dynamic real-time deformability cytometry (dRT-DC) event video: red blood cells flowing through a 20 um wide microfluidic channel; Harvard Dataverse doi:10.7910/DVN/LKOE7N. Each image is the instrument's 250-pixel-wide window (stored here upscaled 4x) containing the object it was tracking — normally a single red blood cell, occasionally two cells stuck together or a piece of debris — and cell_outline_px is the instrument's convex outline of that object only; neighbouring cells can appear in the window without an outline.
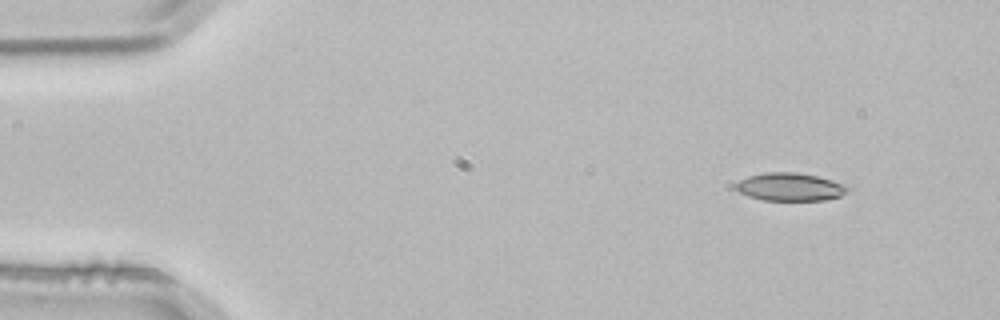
{"species": "common noctule bat (a hibernating species)", "species_latin": "Nyctalus noctula", "temperature_condition": "room temperature", "stored_images_in_passage": 3, "camera_frame_rate_fps": 3000, "um_per_image_px": 0.085, "animal": {"sex": "male", "body_mass_g": 21.5, "forearm_length_mm": 52.0}, "frame": {"image": 1, "passage_image": 1, "time_ms": 0.0, "image_size_px": [1000, 320], "cell_outline_px": [[852, 188], [848, 192], [840, 196], [824, 200], [764, 200], [748, 196], [740, 192], [732, 184], [748, 176], [764, 172], [796, 172], [816, 176], [832, 180], [844, 184]], "centroid_in_image_um": [67.16, 15.88], "position_along_channel_um": 17.8, "area_um2": 18.32}}
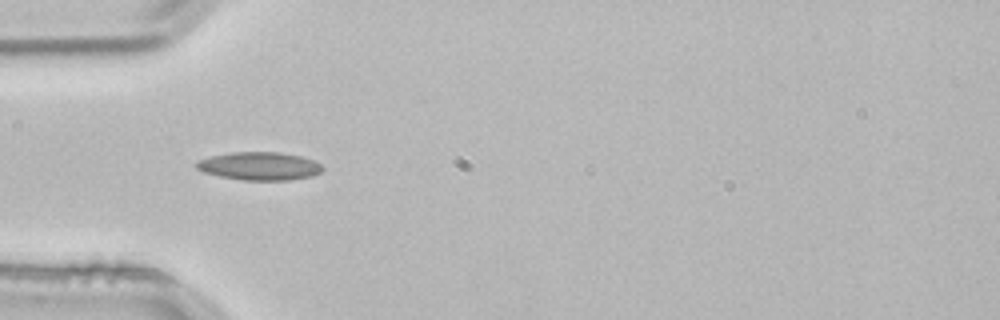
{"frame": {"image": 2, "passage_image": 3, "time_ms": 0.667, "image_size_px": [1000, 320], "cell_outline_px": [[324, 168], [320, 172], [312, 176], [288, 180], [244, 180], [220, 176], [204, 172], [196, 168], [196, 164], [200, 160], [212, 156], [232, 152], [280, 152], [300, 156], [312, 160], [320, 164]], "centroid_in_image_um": [22.07, 14.12], "position_along_channel_um": 62.9, "area_um2": 20.4}}